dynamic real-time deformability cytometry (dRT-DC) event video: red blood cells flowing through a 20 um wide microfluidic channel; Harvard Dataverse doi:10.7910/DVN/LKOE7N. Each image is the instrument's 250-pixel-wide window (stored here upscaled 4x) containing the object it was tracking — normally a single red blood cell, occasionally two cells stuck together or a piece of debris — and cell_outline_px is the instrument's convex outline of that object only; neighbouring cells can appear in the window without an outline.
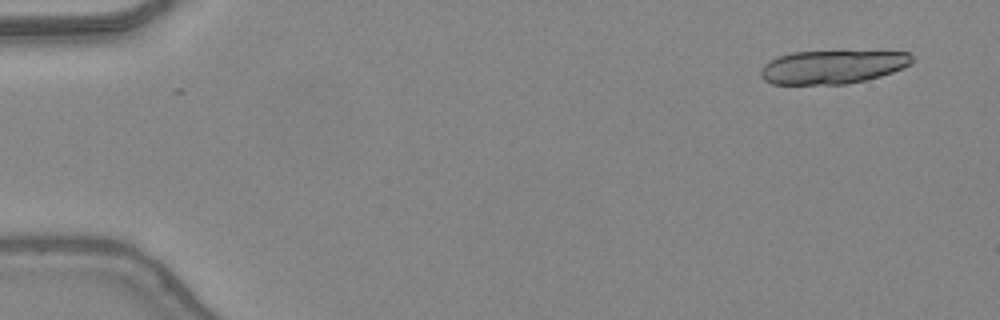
{"species": "common noctule bat (a hibernating species)", "species_latin": "Nyctalus noctula", "temperature_condition": "warm", "stored_images_in_passage": 7, "camera_frame_rate_fps": 3000, "um_per_image_px": 0.085, "animal": {"sex": "female", "body_mass_g": 24.6, "forearm_length_mm": 56.2}, "frame": {"image": 1, "passage_image": 1, "time_ms": 0.0, "image_size_px": [1000, 320], "cell_outline_px": [[916, 60], [912, 64], [904, 68], [880, 76], [848, 84], [772, 84], [764, 80], [760, 76], [760, 72], [764, 64], [780, 56], [792, 52], [912, 52]], "centroid_in_image_um": [70.81, 5.7], "position_along_channel_um": 14.2, "area_um2": 29.42}}